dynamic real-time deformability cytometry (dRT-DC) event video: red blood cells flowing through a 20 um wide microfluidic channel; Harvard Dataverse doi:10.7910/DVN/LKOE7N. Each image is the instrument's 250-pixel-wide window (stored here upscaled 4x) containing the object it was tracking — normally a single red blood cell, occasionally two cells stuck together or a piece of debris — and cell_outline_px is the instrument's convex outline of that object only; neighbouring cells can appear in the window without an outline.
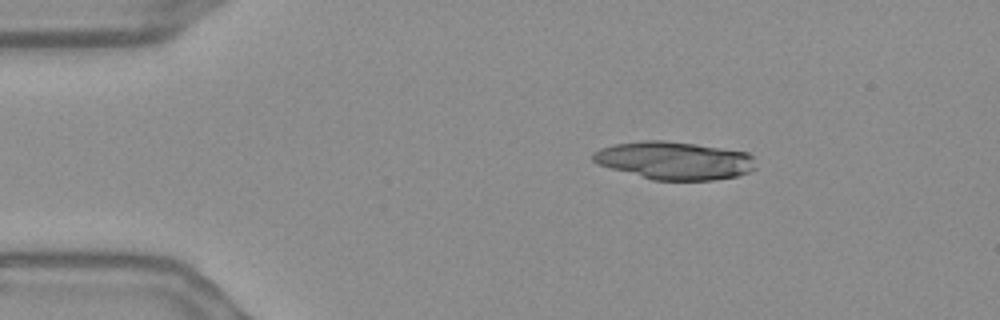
{"species": "Egyptian fruit bat (a non-hibernating species)", "species_latin": "Rousettus aegyptiacus", "temperature_condition": "warm", "stored_images_in_passage": 34, "camera_frame_rate_fps": 3000, "um_per_image_px": 0.085, "frame": {"image": 1, "passage_image": 1, "time_ms": 0.0, "image_size_px": [1000, 320], "cell_outline_px": [[756, 168], [748, 172], [736, 176], [712, 180], [652, 180], [596, 164], [592, 160], [592, 152], [600, 148], [616, 144], [644, 140], [664, 140], [696, 144], [748, 152], [752, 156]], "centroid_in_image_um": [57.29, 13.64], "position_along_channel_um": 27.7, "area_um2": 36.01}}
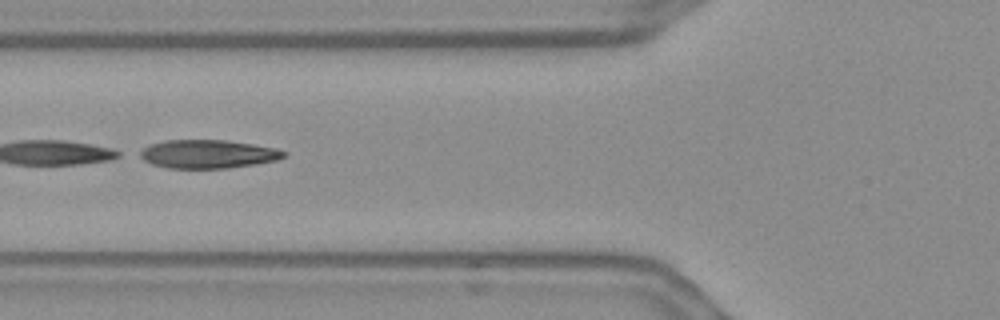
{"frame": {"image": 2, "passage_image": 13, "time_ms": 4.0, "image_size_px": [1000, 320], "cell_outline_px": [[288, 156], [276, 160], [256, 164], [228, 168], [168, 168], [152, 164], [136, 156], [136, 152], [152, 144], [164, 140], [224, 140], [252, 144], [276, 148], [288, 152]], "centroid_in_image_um": [17.66, 13.09], "position_along_channel_um": 108.1, "area_um2": 24.04}, "authors_computed_cell_mechanics": {"area_um2": 21.1837, "velocity_mm_per_s": 3.6672, "shape_relaxation_time_tau1_ms": 1.1034, "shape_relaxation_time_tau2_ms": 3.0982, "deformation_change_tau1": 0.2681, "deformation_change_tau2": 0.1257}}